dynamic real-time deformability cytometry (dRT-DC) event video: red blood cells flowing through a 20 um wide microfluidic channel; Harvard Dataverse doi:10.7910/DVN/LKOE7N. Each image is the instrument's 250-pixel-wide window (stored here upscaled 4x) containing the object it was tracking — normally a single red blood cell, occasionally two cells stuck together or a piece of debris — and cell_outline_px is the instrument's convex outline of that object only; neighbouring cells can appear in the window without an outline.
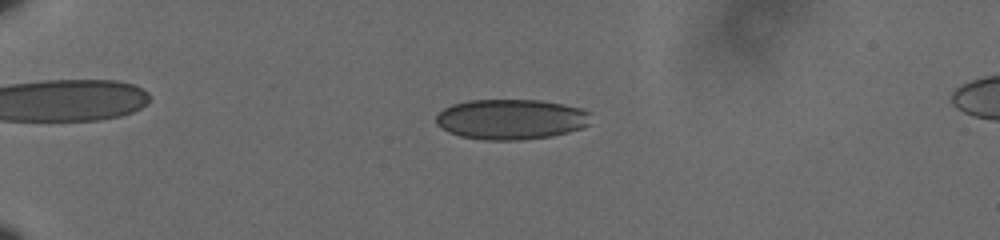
{"species": "human", "species_latin": "Homo sapiens", "temperature_condition": "cold", "stored_images_in_passage": 57, "camera_frame_rate_fps": 3000, "um_per_image_px": 0.085, "donor": {"sex": "male"}, "frame": {"image": 1, "passage_image": 14, "time_ms": 4.333, "image_size_px": [1000, 240], "cell_outline_px": [[588, 124], [584, 128], [552, 136], [520, 140], [484, 140], [460, 136], [448, 132], [440, 128], [436, 124], [436, 116], [444, 108], [452, 104], [468, 100], [540, 100], [564, 104], [580, 108], [588, 112]], "centroid_in_image_um": [43.4, 10.14], "position_along_channel_um": 41.6, "area_um2": 36.47}}
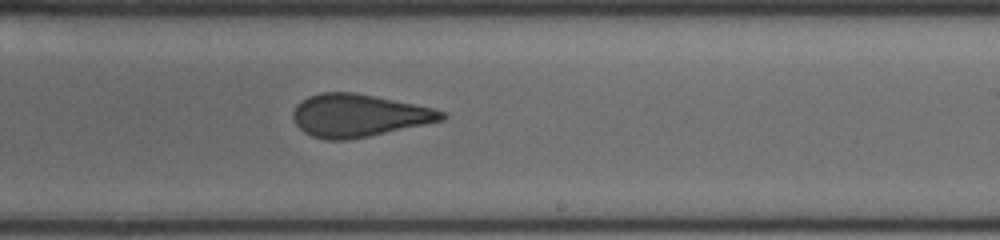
{"frame": {"image": 2, "passage_image": 37, "time_ms": 12.0, "image_size_px": [1000, 240], "cell_outline_px": [[448, 116], [444, 120], [368, 136], [348, 140], [324, 140], [312, 136], [304, 132], [296, 124], [292, 116], [292, 112], [296, 104], [308, 96], [320, 92], [356, 92], [432, 108], [444, 112]], "centroid_in_image_um": [30.44, 9.81], "position_along_channel_um": 258.6, "area_um2": 36.88}}
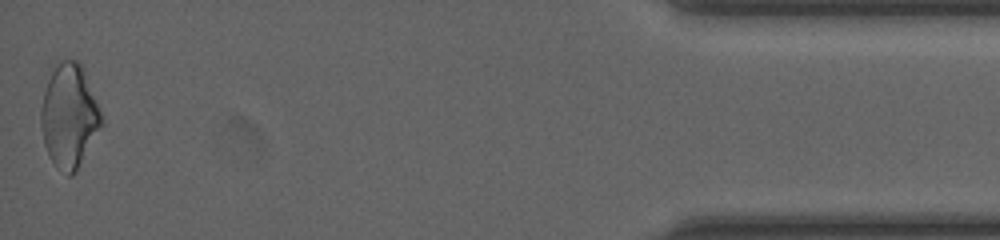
{"frame": {"image": 3, "passage_image": 57, "time_ms": 18.667, "image_size_px": [1000, 240], "cell_outline_px": [[104, 124], [76, 172], [72, 176], [68, 176], [56, 168], [48, 156], [44, 144], [40, 124], [40, 108], [44, 92], [48, 80], [52, 72], [64, 60], [76, 60], [80, 64], [84, 72], [104, 120]], "centroid_in_image_um": [5.88, 9.95], "position_along_channel_um": 429.3, "area_um2": 36.41}, "authors_computed_cell_mechanics": {"area_um2": 36.5296, "velocity_mm_per_s": 3.616, "shape_relaxation_time_tau1_ms": null, "shape_relaxation_time_tau2_ms": 1.2232, "deformation_change_tau1": null, "deformation_change_tau2": 0.0792}}